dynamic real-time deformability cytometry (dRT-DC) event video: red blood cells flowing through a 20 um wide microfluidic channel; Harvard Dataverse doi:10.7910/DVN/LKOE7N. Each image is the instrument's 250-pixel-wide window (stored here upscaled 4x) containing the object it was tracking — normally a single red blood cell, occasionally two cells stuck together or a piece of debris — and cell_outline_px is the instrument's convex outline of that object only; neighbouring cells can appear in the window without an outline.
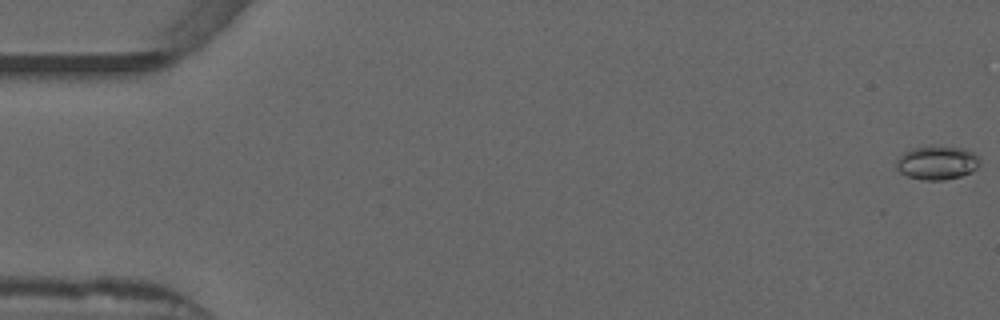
{"species": "common noctule bat (a hibernating species)", "species_latin": "Nyctalus noctula", "temperature_condition": "warm", "stored_images_in_passage": 17, "camera_frame_rate_fps": 3000, "um_per_image_px": 0.085, "animal": {"sex": "male", "forearm_length_mm": 52.5}, "frame": {"image": 1, "passage_image": 1, "time_ms": 0.0, "image_size_px": [1000, 320], "cell_outline_px": [[980, 164], [972, 172], [960, 176], [944, 180], [920, 180], [908, 176], [900, 172], [896, 168], [896, 160], [904, 152], [912, 148], [936, 144], [940, 144], [964, 148], [980, 156]], "centroid_in_image_um": [79.67, 13.8], "position_along_channel_um": 5.3, "area_um2": 16.94}}
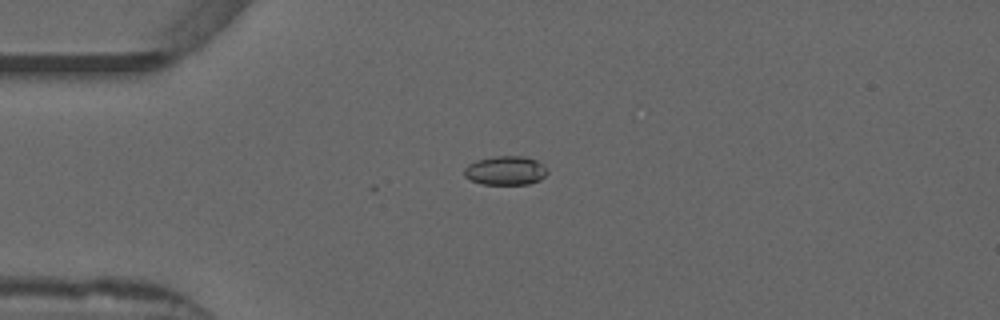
{"frame": {"image": 2, "passage_image": 14, "time_ms": 4.333, "image_size_px": [1000, 320], "cell_outline_px": [[548, 172], [540, 180], [528, 184], [484, 184], [472, 180], [464, 176], [464, 168], [468, 164], [476, 160], [496, 156], [524, 156], [536, 160], [544, 164]], "centroid_in_image_um": [42.98, 14.49], "position_along_channel_um": 42.0, "area_um2": 14.05}}